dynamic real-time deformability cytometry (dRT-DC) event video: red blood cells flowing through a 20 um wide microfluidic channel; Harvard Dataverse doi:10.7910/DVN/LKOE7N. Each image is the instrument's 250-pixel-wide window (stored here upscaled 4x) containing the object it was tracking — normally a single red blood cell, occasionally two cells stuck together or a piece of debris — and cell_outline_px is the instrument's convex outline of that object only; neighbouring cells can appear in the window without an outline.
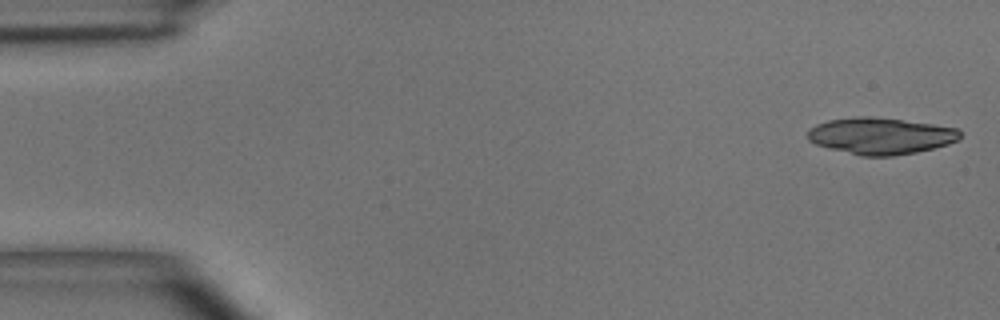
{"species": "common noctule bat (a hibernating species)", "species_latin": "Nyctalus noctula", "temperature_condition": "room temperature", "stored_images_in_passage": 19, "camera_frame_rate_fps": 3000, "um_per_image_px": 0.085, "animal": {"sex": "male", "body_mass_g": 15.6}, "frame": {"image": 1, "passage_image": 1, "time_ms": 0.0, "image_size_px": [1000, 320], "cell_outline_px": [[960, 136], [956, 140], [948, 144], [916, 152], [892, 156], [864, 156], [828, 148], [816, 144], [808, 140], [808, 128], [816, 124], [828, 120], [856, 116], [872, 116], [932, 124], [956, 128], [960, 132]], "centroid_in_image_um": [74.8, 11.54], "position_along_channel_um": 10.2, "area_um2": 32.31}}